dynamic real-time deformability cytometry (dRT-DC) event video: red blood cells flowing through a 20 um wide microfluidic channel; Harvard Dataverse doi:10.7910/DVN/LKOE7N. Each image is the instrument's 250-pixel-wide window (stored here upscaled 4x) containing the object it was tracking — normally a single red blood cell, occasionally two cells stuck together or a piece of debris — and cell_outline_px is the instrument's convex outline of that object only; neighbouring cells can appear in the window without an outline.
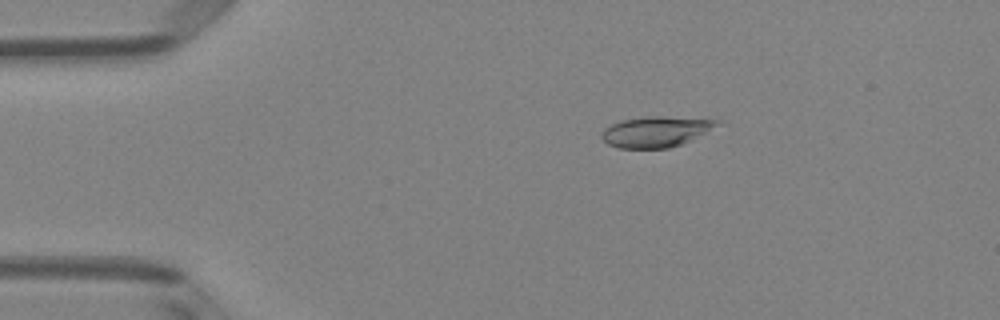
{"species": "Egyptian fruit bat (a non-hibernating species)", "species_latin": "Rousettus aegyptiacus", "temperature_condition": "room temperature", "stored_images_in_passage": 50, "camera_frame_rate_fps": 3000, "um_per_image_px": 0.085, "animal": {"sex": "female"}, "frame": {"image": 1, "passage_image": 9, "time_ms": 2.667, "image_size_px": [1000, 320], "cell_outline_px": [[720, 120], [716, 124], [704, 132], [680, 144], [668, 148], [616, 148], [608, 144], [600, 136], [604, 128], [620, 120], [648, 116], [660, 116]], "centroid_in_image_um": [55.63, 11.19], "position_along_channel_um": 29.4, "area_um2": 20.11}}
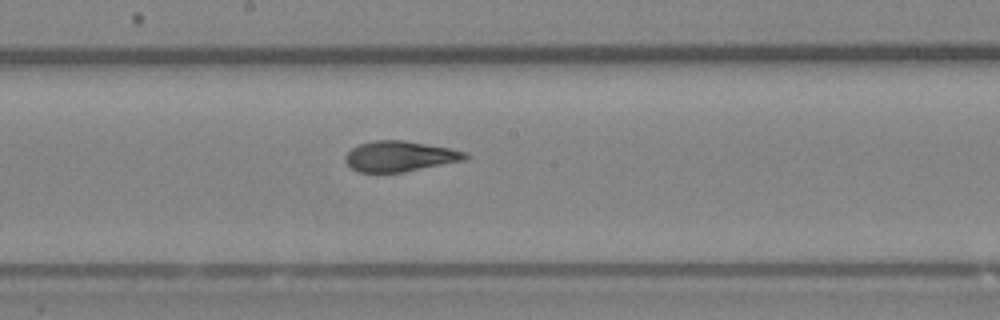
{"frame": {"image": 2, "passage_image": 27, "time_ms": 8.667, "image_size_px": [1000, 320], "cell_outline_px": [[468, 156], [464, 160], [404, 172], [360, 172], [352, 168], [344, 160], [344, 156], [352, 148], [360, 144], [372, 140], [404, 140], [448, 148], [464, 152]], "centroid_in_image_um": [33.94, 13.28], "position_along_channel_um": 214.3, "area_um2": 21.04}}
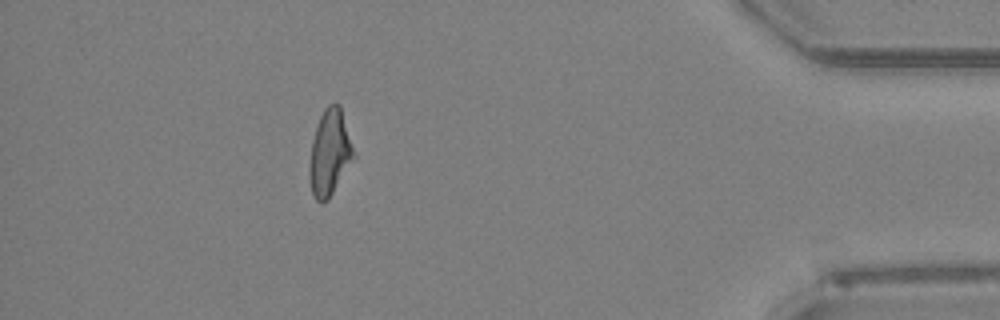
{"frame": {"image": 3, "passage_image": 45, "time_ms": 14.667, "image_size_px": [1000, 320], "cell_outline_px": [[356, 156], [328, 200], [320, 204], [316, 200], [312, 192], [308, 176], [308, 168], [312, 140], [320, 116], [324, 108], [328, 104], [340, 104]], "centroid_in_image_um": [28.02, 13.01], "position_along_channel_um": 407.2, "area_um2": 22.31}, "authors_computed_cell_mechanics": {"area_um2": 21.2993, "velocity_mm_per_s": 4.0367, "shape_relaxation_time_tau1_ms": 6.1428, "shape_relaxation_time_tau2_ms": 1.3, "deformation_change_tau1": 0.1917, "deformation_change_tau2": 0.0774}}